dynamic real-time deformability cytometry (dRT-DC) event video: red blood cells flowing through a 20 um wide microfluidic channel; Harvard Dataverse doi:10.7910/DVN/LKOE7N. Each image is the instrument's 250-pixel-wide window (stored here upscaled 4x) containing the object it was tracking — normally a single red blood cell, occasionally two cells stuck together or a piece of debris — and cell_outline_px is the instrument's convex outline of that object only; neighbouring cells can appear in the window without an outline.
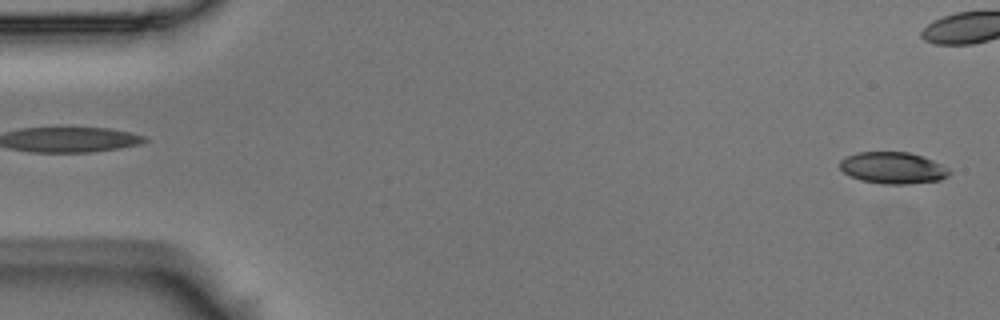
{"species": "Egyptian fruit bat (a non-hibernating species)", "species_latin": "Rousettus aegyptiacus", "temperature_condition": "room temperature", "stored_images_in_passage": 46, "camera_frame_rate_fps": 3000, "um_per_image_px": 0.085, "animal": {"sex": "male"}, "frame": {"image": 1, "passage_image": 1, "time_ms": 0.0, "image_size_px": [1000, 320], "cell_outline_px": [[952, 172], [948, 176], [940, 180], [908, 184], [880, 184], [860, 180], [848, 176], [840, 168], [840, 160], [848, 156], [860, 152], [908, 152], [932, 160], [948, 168]], "centroid_in_image_um": [75.89, 14.29], "position_along_channel_um": 9.1, "area_um2": 20.17}}
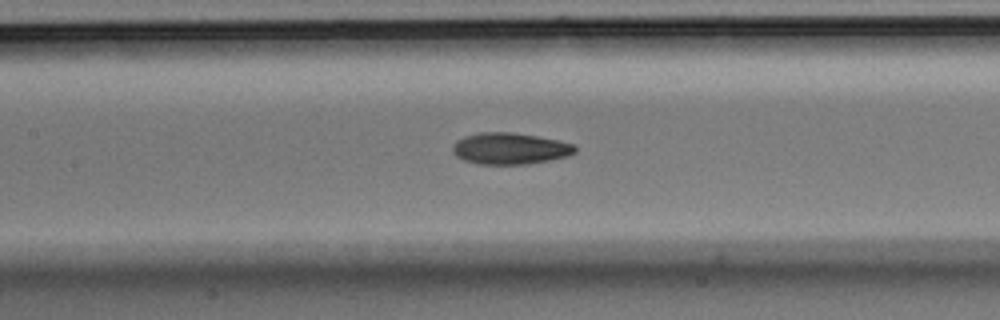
{"frame": {"image": 2, "passage_image": 25, "time_ms": 8.0, "image_size_px": [1000, 320], "cell_outline_px": [[576, 152], [568, 156], [528, 164], [476, 164], [464, 160], [456, 156], [452, 152], [452, 148], [456, 140], [464, 136], [480, 132], [512, 132], [536, 136], [556, 140], [572, 144], [576, 148]], "centroid_in_image_um": [43.3, 12.62], "position_along_channel_um": 164.1, "area_um2": 22.43}}
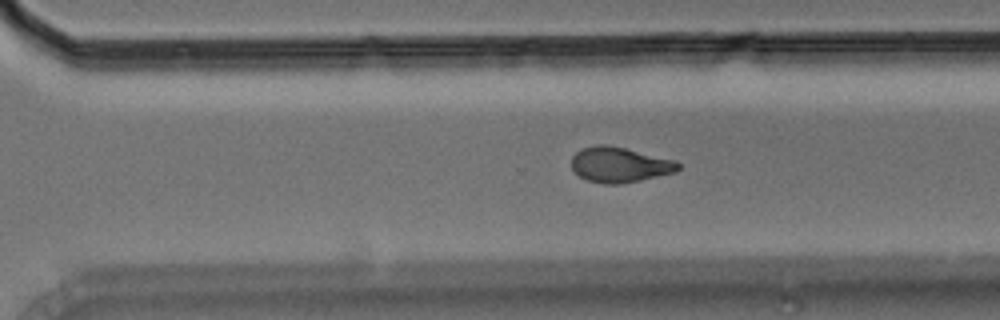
{"frame": {"image": 3, "passage_image": 38, "time_ms": 12.333, "image_size_px": [1000, 320], "cell_outline_px": [[680, 168], [676, 172], [640, 180], [620, 184], [604, 184], [588, 180], [580, 176], [572, 168], [572, 156], [580, 148], [596, 144], [604, 144], [624, 148], [676, 160], [680, 164]], "centroid_in_image_um": [52.67, 13.99], "position_along_channel_um": 317.9, "area_um2": 21.91}}